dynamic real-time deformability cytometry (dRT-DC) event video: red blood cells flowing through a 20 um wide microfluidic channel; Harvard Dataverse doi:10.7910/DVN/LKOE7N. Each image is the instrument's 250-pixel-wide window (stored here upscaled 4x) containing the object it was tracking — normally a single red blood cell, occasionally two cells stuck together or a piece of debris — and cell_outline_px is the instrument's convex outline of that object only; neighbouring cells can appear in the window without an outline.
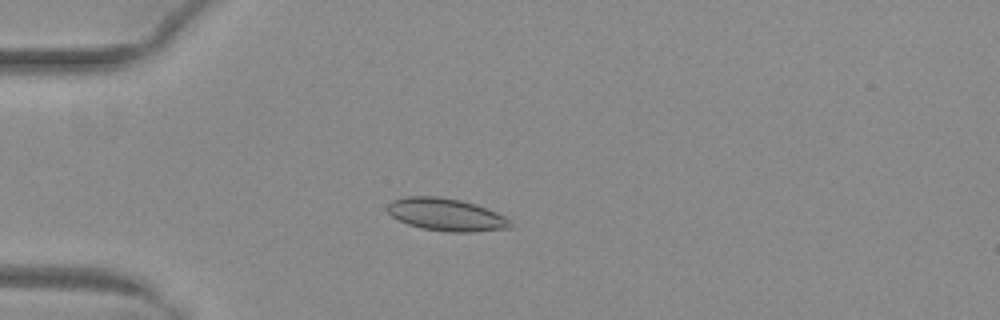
{"species": "common noctule bat (a hibernating species)", "species_latin": "Nyctalus noctula", "temperature_condition": "warm", "stored_images_in_passage": 51, "camera_frame_rate_fps": 3000, "um_per_image_px": 0.085, "animal": {"sex": "female", "body_mass_g": 29.2, "forearm_length_mm": 56.3}, "frame": {"image": 1, "passage_image": 14, "time_ms": 4.333, "image_size_px": [1000, 320], "cell_outline_px": [[516, 224], [512, 228], [472, 232], [448, 232], [420, 228], [408, 224], [392, 216], [388, 212], [388, 204], [392, 200], [404, 196], [440, 196], [460, 200], [476, 204], [488, 208], [512, 220]], "centroid_in_image_um": [37.98, 18.24], "position_along_channel_um": 47.0, "area_um2": 23.64}}
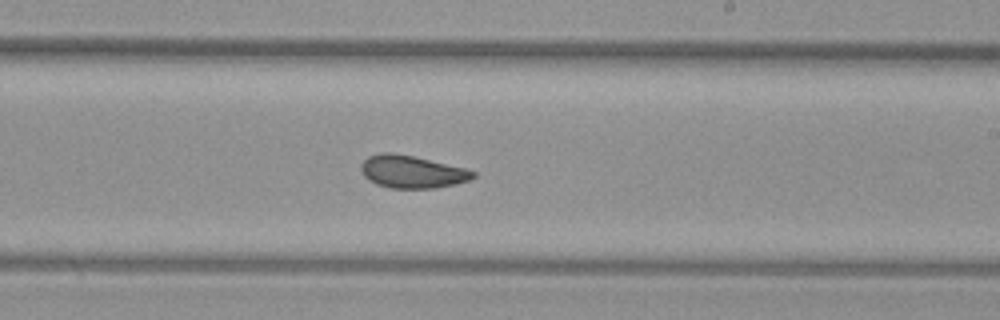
{"frame": {"image": 2, "passage_image": 31, "time_ms": 10.0, "image_size_px": [1000, 320], "cell_outline_px": [[476, 176], [472, 180], [456, 184], [436, 188], [392, 188], [376, 184], [368, 180], [364, 176], [360, 168], [364, 160], [368, 156], [380, 152], [392, 152], [412, 156], [464, 168], [476, 172]], "centroid_in_image_um": [35.02, 14.6], "position_along_channel_um": 254.0, "area_um2": 21.27}}
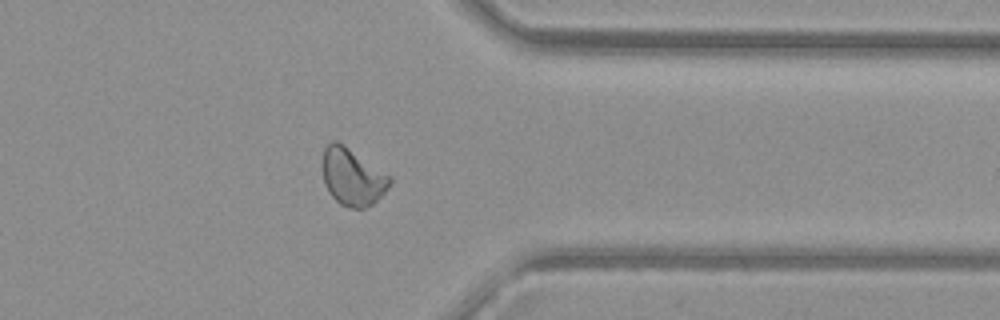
{"frame": {"image": 3, "passage_image": 41, "time_ms": 13.333, "image_size_px": [1000, 320], "cell_outline_px": [[392, 180], [388, 188], [372, 204], [364, 208], [352, 208], [340, 204], [328, 192], [324, 184], [324, 148], [332, 140], [336, 140], [344, 144], [392, 176]], "centroid_in_image_um": [29.98, 15.03], "position_along_channel_um": 381.4, "area_um2": 22.31}, "authors_computed_cell_mechanics": {"area_um2": 22.1952, "velocity_mm_per_s": 4.0348, "shape_relaxation_time_tau1_ms": 9.8419, "shape_relaxation_time_tau2_ms": 1.9133, "deformation_change_tau1": 0.1583, "deformation_change_tau2": 0.0532}}